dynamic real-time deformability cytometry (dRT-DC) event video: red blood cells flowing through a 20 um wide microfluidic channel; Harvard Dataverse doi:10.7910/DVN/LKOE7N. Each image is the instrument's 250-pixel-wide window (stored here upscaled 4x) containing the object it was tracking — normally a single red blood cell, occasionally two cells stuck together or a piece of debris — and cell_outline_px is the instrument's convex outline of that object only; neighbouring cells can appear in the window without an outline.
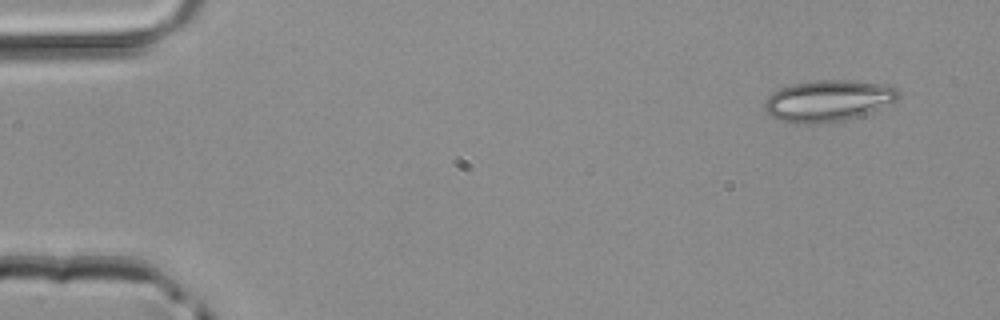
{"species": "common noctule bat (a hibernating species)", "species_latin": "Nyctalus noctula", "temperature_condition": "room temperature", "stored_images_in_passage": 3, "camera_frame_rate_fps": 3000, "um_per_image_px": 0.085, "animal": {"sex": "male", "body_mass_g": 20.4}, "frame": {"image": 1, "passage_image": 1, "time_ms": 0.0, "image_size_px": [1000, 320], "cell_outline_px": [[900, 96], [896, 100], [868, 112], [844, 120], [816, 124], [792, 124], [780, 120], [772, 116], [764, 108], [764, 100], [772, 92], [780, 88], [792, 84], [816, 80], [852, 80], [884, 84], [896, 88], [900, 92]], "centroid_in_image_um": [70.34, 8.56], "position_along_channel_um": 14.7, "area_um2": 32.19}}